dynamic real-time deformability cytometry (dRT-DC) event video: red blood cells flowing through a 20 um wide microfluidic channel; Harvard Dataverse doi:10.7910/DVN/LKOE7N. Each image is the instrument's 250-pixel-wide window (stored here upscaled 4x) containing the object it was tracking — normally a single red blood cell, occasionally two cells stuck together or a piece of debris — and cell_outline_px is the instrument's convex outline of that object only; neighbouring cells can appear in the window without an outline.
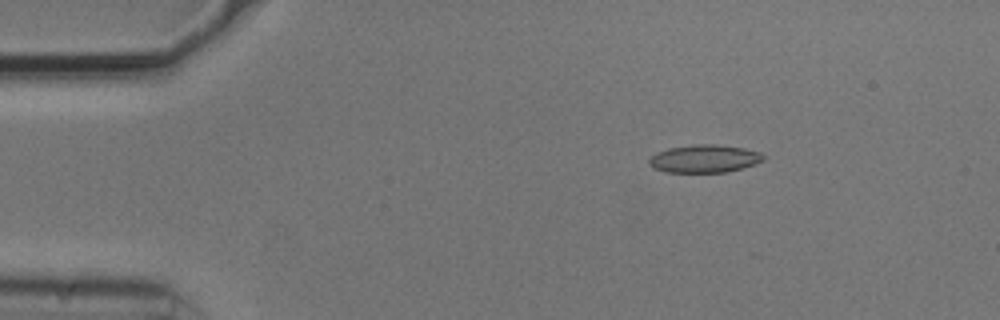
{"species": "common noctule bat (a hibernating species)", "species_latin": "Nyctalus noctula", "temperature_condition": "cold", "stored_images_in_passage": 13, "camera_frame_rate_fps": 3000, "um_per_image_px": 0.085, "animal": {"sex": "male", "body_mass_g": 20.5, "forearm_length_mm": 52.5}, "frame": {"image": 1, "passage_image": 1, "time_ms": 0.0, "image_size_px": [1000, 320], "cell_outline_px": [[764, 160], [756, 164], [744, 168], [724, 172], [664, 172], [648, 164], [648, 160], [656, 152], [668, 148], [692, 144], [716, 144], [744, 148], [760, 152], [764, 156]], "centroid_in_image_um": [59.88, 13.48], "position_along_channel_um": 25.1, "area_um2": 18.67}}
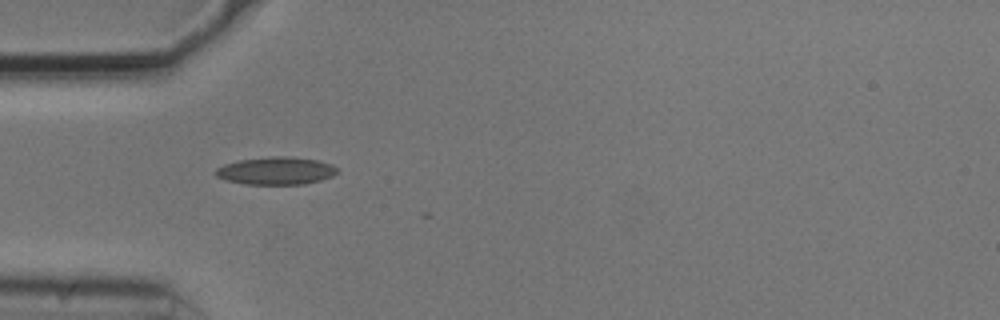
{"frame": {"image": 2, "passage_image": 9, "time_ms": 2.667, "image_size_px": [1000, 320], "cell_outline_px": [[336, 172], [332, 176], [320, 180], [304, 184], [244, 184], [224, 180], [216, 176], [212, 172], [216, 168], [224, 164], [240, 160], [268, 156], [288, 156], [316, 160], [332, 164], [336, 168]], "centroid_in_image_um": [23.39, 14.51], "position_along_channel_um": 61.6, "area_um2": 19.65}}
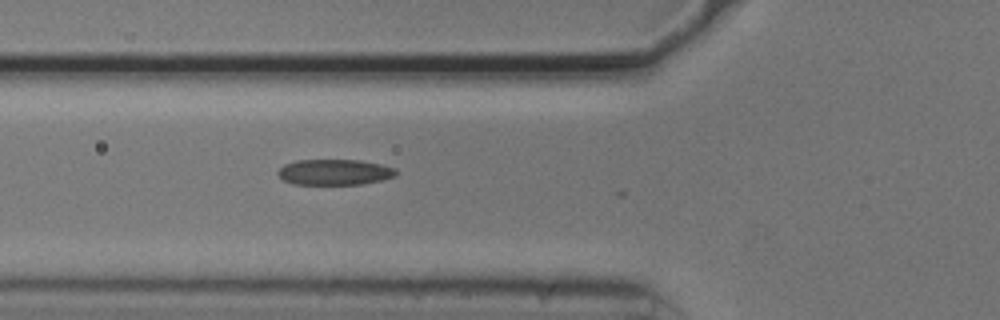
{"frame": {"image": 3, "passage_image": 12, "time_ms": 3.667, "image_size_px": [1000, 320], "cell_outline_px": [[396, 176], [380, 180], [360, 184], [292, 184], [284, 180], [276, 172], [284, 164], [296, 160], [360, 160], [380, 164], [396, 168]], "centroid_in_image_um": [28.42, 14.62], "position_along_channel_um": 97.4, "area_um2": 17.63}}